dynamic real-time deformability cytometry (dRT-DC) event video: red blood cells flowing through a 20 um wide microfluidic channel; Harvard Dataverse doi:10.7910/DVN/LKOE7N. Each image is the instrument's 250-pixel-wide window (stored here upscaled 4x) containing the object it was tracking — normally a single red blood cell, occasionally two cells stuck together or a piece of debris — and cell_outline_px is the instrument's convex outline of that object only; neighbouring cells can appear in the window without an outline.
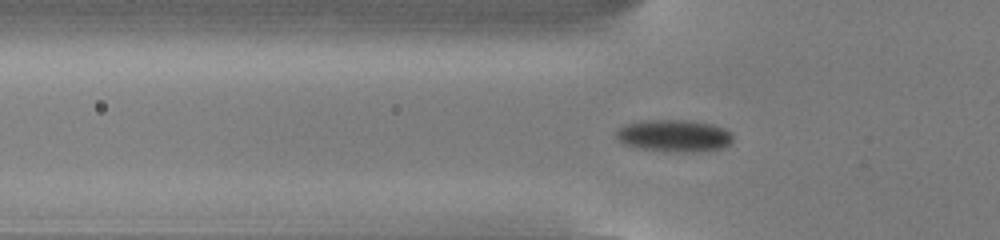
{"species": "common noctule bat (a hibernating species)", "species_latin": "Nyctalus noctula", "temperature_condition": "cold", "stored_images_in_passage": 50, "camera_frame_rate_fps": 3000, "um_per_image_px": 0.085, "animal": {"sex": "male", "body_mass_g": 13.0, "forearm_length_mm": 53.1}, "frame": {"image": 1, "passage_image": 18, "time_ms": 5.667, "image_size_px": [1000, 240], "cell_outline_px": [[732, 140], [728, 144], [720, 148], [692, 152], [672, 152], [640, 148], [624, 144], [616, 140], [616, 128], [624, 124], [640, 120], [684, 120], [712, 124], [724, 128], [732, 136]], "centroid_in_image_um": [57.21, 11.53], "position_along_channel_um": 68.6, "area_um2": 21.85}}
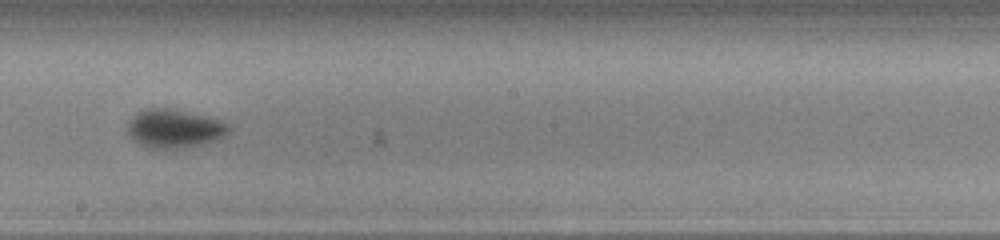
{"frame": {"image": 2, "passage_image": 31, "time_ms": 10.0, "image_size_px": [1000, 240], "cell_outline_px": [[232, 128], [228, 136], [220, 140], [184, 148], [152, 148], [140, 144], [128, 132], [128, 120], [144, 108], [168, 108], [204, 116], [220, 120], [232, 124]], "centroid_in_image_um": [14.91, 10.93], "position_along_channel_um": 233.3, "area_um2": 22.83}}
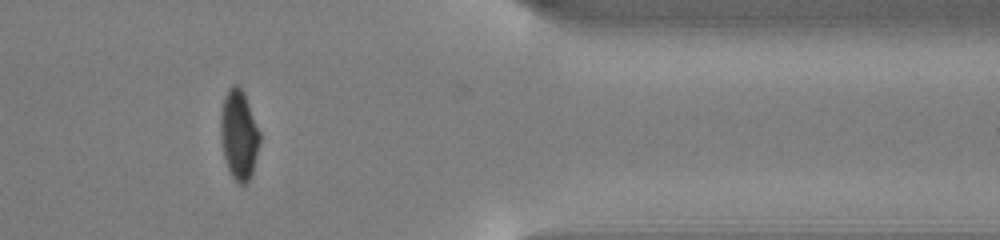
{"frame": {"image": 3, "passage_image": 45, "time_ms": 14.667, "image_size_px": [1000, 240], "cell_outline_px": [[260, 144], [252, 176], [244, 184], [240, 184], [232, 176], [228, 168], [224, 156], [220, 136], [220, 112], [224, 96], [228, 88], [232, 84], [236, 84], [244, 92], [260, 132]], "centroid_in_image_um": [20.31, 11.43], "position_along_channel_um": 391.1, "area_um2": 20.63}, "authors_computed_cell_mechanics": {"area_um2": 20.8369, "velocity_mm_per_s": 3.8202, "shape_relaxation_time_tau1_ms": 2.868, "shape_relaxation_time_tau2_ms": null, "deformation_change_tau1": 0.1133, "deformation_change_tau2": null}}